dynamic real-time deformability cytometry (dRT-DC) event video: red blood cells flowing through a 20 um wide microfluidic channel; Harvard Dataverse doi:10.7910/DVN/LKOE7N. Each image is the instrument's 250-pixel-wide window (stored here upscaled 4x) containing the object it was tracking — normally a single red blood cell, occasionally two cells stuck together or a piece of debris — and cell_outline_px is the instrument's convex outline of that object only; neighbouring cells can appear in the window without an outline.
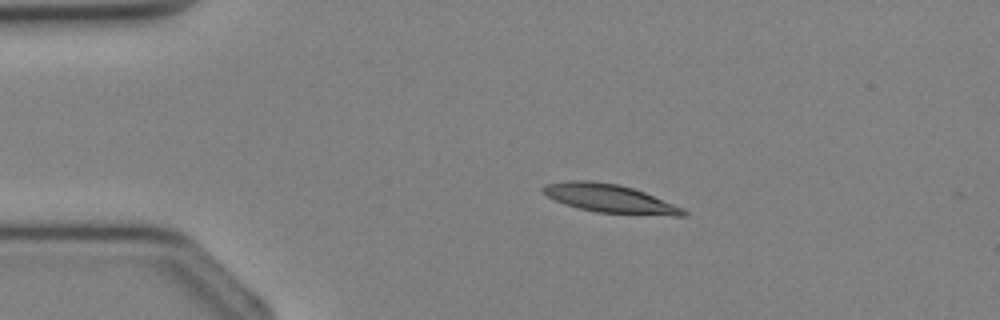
{"species": "Egyptian fruit bat (a non-hibernating species)", "species_latin": "Rousettus aegyptiacus", "temperature_condition": "cold", "stored_images_in_passage": 36, "camera_frame_rate_fps": 3000, "um_per_image_px": 0.085, "animal": {"sex": "female"}, "frame": {"image": 1, "passage_image": 7, "time_ms": 2.0, "image_size_px": [1000, 320], "cell_outline_px": [[688, 216], [672, 216], [596, 212], [580, 208], [556, 200], [548, 196], [540, 188], [544, 184], [568, 180], [592, 180], [620, 184], [644, 192], [684, 208], [688, 212]], "centroid_in_image_um": [51.87, 16.86], "position_along_channel_um": 33.1, "area_um2": 23.24}}
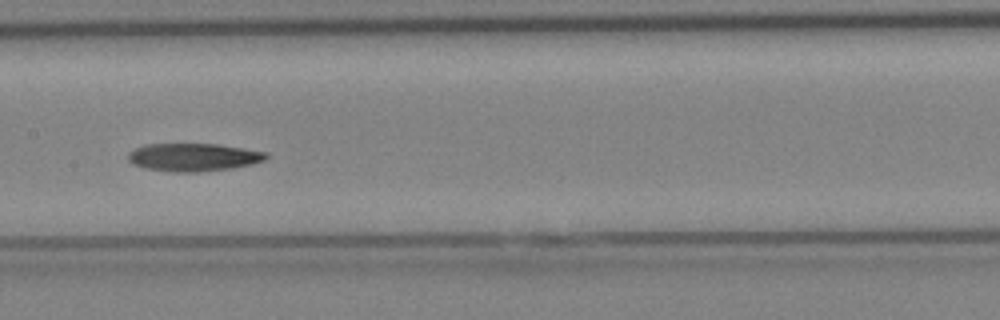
{"frame": {"image": 2, "passage_image": 18, "time_ms": 5.667, "image_size_px": [1000, 320], "cell_outline_px": [[268, 156], [264, 160], [252, 164], [232, 168], [200, 172], [172, 172], [144, 168], [132, 164], [128, 160], [128, 152], [144, 144], [216, 144], [244, 148], [268, 152]], "centroid_in_image_um": [16.43, 13.36], "position_along_channel_um": 191.0, "area_um2": 22.6}}
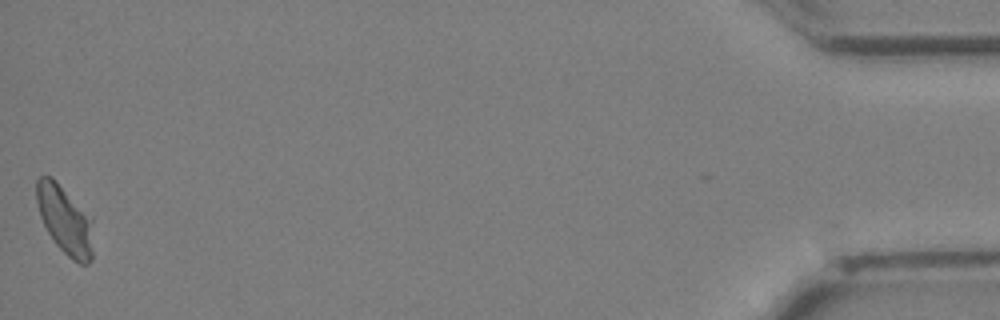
{"frame": {"image": 3, "passage_image": 36, "time_ms": 11.667, "image_size_px": [1000, 320], "cell_outline_px": [[92, 260], [88, 264], [80, 264], [72, 260], [56, 244], [48, 232], [40, 216], [36, 200], [36, 180], [40, 176], [52, 176], [92, 216]], "centroid_in_image_um": [5.53, 18.68], "position_along_channel_um": 429.7, "area_um2": 22.77}}